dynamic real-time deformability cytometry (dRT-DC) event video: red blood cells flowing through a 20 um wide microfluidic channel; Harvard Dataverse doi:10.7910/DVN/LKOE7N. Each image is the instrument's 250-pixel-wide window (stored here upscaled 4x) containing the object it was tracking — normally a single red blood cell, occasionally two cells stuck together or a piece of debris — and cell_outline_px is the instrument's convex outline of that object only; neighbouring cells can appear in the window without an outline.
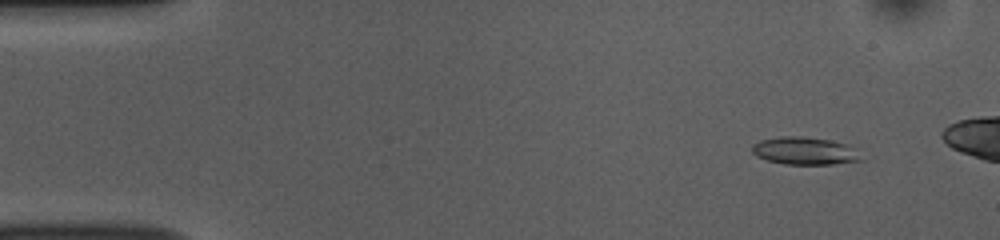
{"species": "common noctule bat (a hibernating species)", "species_latin": "Nyctalus noctula", "temperature_condition": "room temperature", "stored_images_in_passage": 48, "camera_frame_rate_fps": 3000, "um_per_image_px": 0.085, "animal": {"sex": "female", "body_mass_g": 10.0, "forearm_length_mm": 53.1}, "frame": {"image": 1, "passage_image": 5, "time_ms": 1.333, "image_size_px": [1000, 240], "cell_outline_px": [[864, 160], [832, 164], [784, 164], [768, 160], [756, 156], [752, 152], [752, 144], [760, 140], [780, 136], [804, 136], [832, 140], [848, 144], [856, 148]], "centroid_in_image_um": [68.43, 12.81], "position_along_channel_um": 16.6, "area_um2": 17.8}}
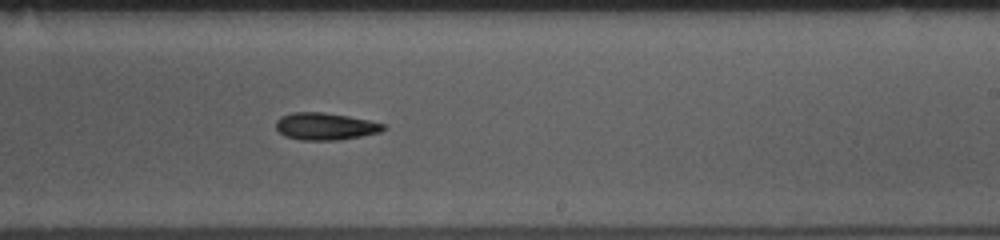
{"frame": {"image": 2, "passage_image": 32, "time_ms": 10.333, "image_size_px": [1000, 240], "cell_outline_px": [[388, 128], [380, 132], [340, 140], [300, 140], [284, 136], [276, 128], [276, 120], [280, 116], [292, 112], [320, 112], [348, 116], [388, 124]], "centroid_in_image_um": [27.67, 10.74], "position_along_channel_um": 261.3, "area_um2": 17.17}}
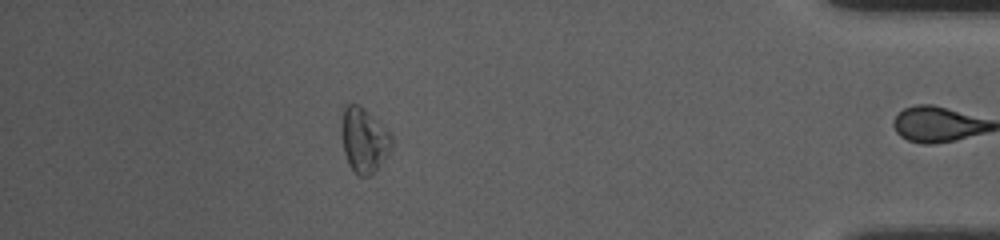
{"frame": {"image": 3, "passage_image": 47, "time_ms": 15.333, "image_size_px": [1000, 240], "cell_outline_px": [[392, 144], [388, 152], [372, 176], [356, 176], [348, 164], [344, 152], [340, 136], [340, 108], [348, 104], [360, 104], [392, 136]], "centroid_in_image_um": [30.85, 11.89], "position_along_channel_um": 404.3, "area_um2": 19.25}, "authors_computed_cell_mechanics": {"area_um2": 17.3978, "velocity_mm_per_s": 3.7736, "shape_relaxation_time_tau1_ms": 4.7028, "shape_relaxation_time_tau2_ms": 9.8526, "deformation_change_tau1": 0.114, "deformation_change_tau2": 0.1941}}